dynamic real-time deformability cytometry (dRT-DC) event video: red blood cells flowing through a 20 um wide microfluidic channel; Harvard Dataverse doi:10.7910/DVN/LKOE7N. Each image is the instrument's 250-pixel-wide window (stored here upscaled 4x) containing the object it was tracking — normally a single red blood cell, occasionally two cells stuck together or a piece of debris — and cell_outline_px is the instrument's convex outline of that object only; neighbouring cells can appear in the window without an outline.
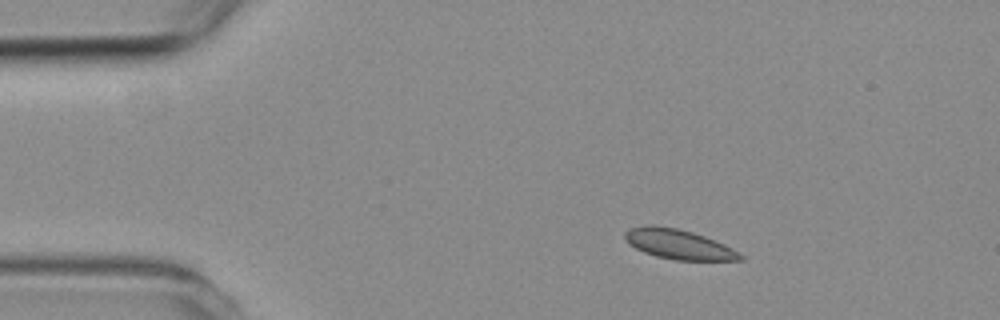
{"species": "common noctule bat (a hibernating species)", "species_latin": "Nyctalus noctula", "temperature_condition": "room temperature", "stored_images_in_passage": 5, "camera_frame_rate_fps": 3000, "um_per_image_px": 0.085, "animal": {"sex": "female", "body_mass_g": 19.3, "forearm_length_mm": 54.1}, "frame": {"image": 1, "passage_image": 2, "time_ms": 1.333, "image_size_px": [1000, 320], "cell_outline_px": [[744, 260], [676, 260], [656, 256], [644, 252], [628, 244], [624, 240], [624, 232], [628, 228], [644, 224], [652, 224], [676, 228], [692, 232], [704, 236], [724, 244], [732, 248], [744, 256]], "centroid_in_image_um": [57.62, 20.74], "position_along_channel_um": 27.4, "area_um2": 20.17}}